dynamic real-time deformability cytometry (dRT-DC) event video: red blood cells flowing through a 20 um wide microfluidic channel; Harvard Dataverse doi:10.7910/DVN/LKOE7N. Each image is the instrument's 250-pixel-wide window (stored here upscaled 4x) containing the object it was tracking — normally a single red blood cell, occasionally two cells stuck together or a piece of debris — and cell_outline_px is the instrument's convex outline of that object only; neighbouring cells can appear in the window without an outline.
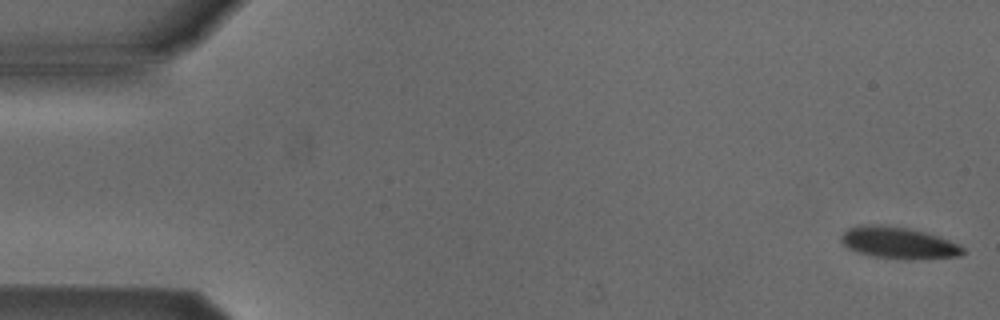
{"species": "Egyptian fruit bat (a non-hibernating species)", "species_latin": "Rousettus aegyptiacus", "temperature_condition": "cold", "stored_images_in_passage": 53, "camera_frame_rate_fps": 3000, "um_per_image_px": 0.085, "animal": {"sex": "male"}, "frame": {"image": 1, "passage_image": 1, "time_ms": 0.0, "image_size_px": [1000, 320], "cell_outline_px": [[964, 252], [960, 256], [912, 260], [900, 260], [872, 256], [848, 248], [840, 240], [844, 232], [848, 228], [868, 224], [880, 224], [908, 228], [924, 232], [948, 240], [964, 248]], "centroid_in_image_um": [76.36, 20.65], "position_along_channel_um": 8.6, "area_um2": 22.37}}
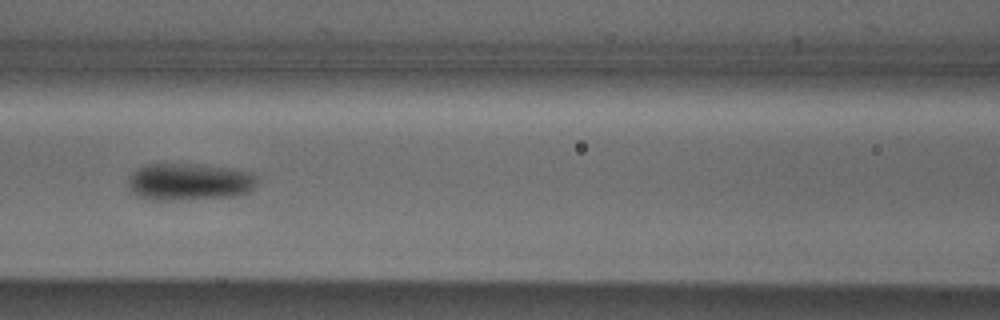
{"frame": {"image": 2, "passage_image": 23, "time_ms": 7.333, "image_size_px": [1000, 320], "cell_outline_px": [[256, 184], [248, 192], [236, 196], [168, 200], [148, 200], [136, 196], [128, 188], [128, 176], [132, 172], [148, 164], [172, 164], [228, 168], [252, 172], [256, 176]], "centroid_in_image_um": [16.04, 15.48], "position_along_channel_um": 150.6, "area_um2": 27.57}}
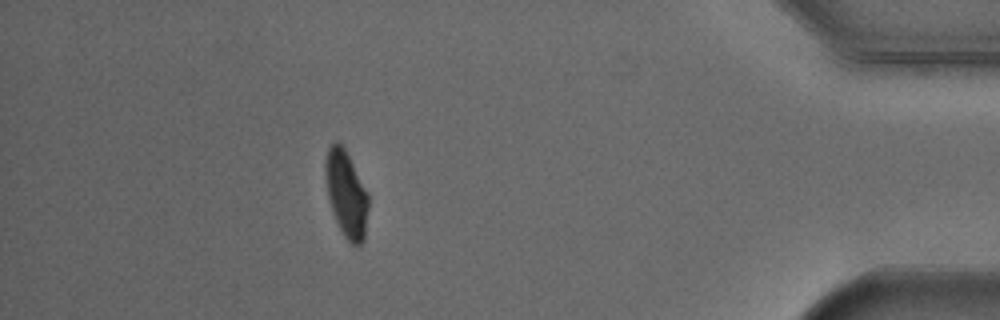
{"frame": {"image": 3, "passage_image": 47, "time_ms": 15.333, "image_size_px": [1000, 320], "cell_outline_px": [[368, 208], [364, 240], [356, 248], [344, 236], [332, 212], [328, 196], [324, 176], [324, 160], [328, 148], [336, 140], [344, 148], [368, 196]], "centroid_in_image_um": [29.4, 16.51], "position_along_channel_um": 405.8, "area_um2": 21.33}, "authors_computed_cell_mechanics": {"area_um2": 23.5246, "velocity_mm_per_s": 3.8482, "shape_relaxation_time_tau1_ms": 2.1888, "shape_relaxation_time_tau2_ms": null, "deformation_change_tau1": 0.1077, "deformation_change_tau2": null}}